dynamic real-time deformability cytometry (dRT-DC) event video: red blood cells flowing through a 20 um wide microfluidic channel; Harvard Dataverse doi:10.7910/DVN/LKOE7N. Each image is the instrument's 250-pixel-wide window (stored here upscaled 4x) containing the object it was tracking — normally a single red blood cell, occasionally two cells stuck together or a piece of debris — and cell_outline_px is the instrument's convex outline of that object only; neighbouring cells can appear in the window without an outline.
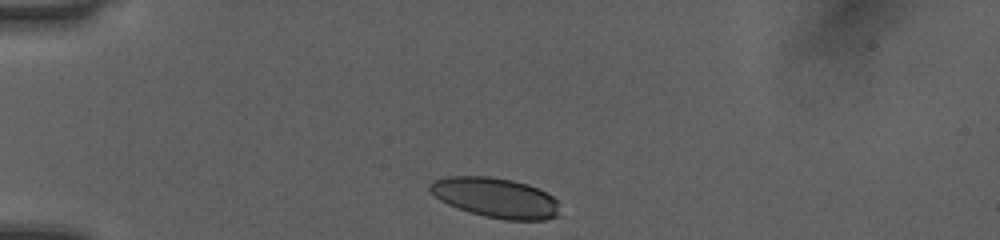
{"species": "human", "species_latin": "Homo sapiens", "temperature_condition": "room temperature", "stored_images_in_passage": 32, "camera_frame_rate_fps": 3000, "um_per_image_px": 0.085, "donor": {"sex": "female"}, "frame": {"image": 1, "passage_image": 1, "time_ms": 0.0, "image_size_px": [1000, 240], "cell_outline_px": [[560, 216], [544, 220], [504, 220], [484, 216], [448, 204], [440, 200], [428, 188], [428, 184], [432, 180], [444, 176], [488, 176], [512, 180], [528, 184], [552, 196], [556, 200]], "centroid_in_image_um": [42.11, 16.8], "position_along_channel_um": 42.9, "area_um2": 30.17}}
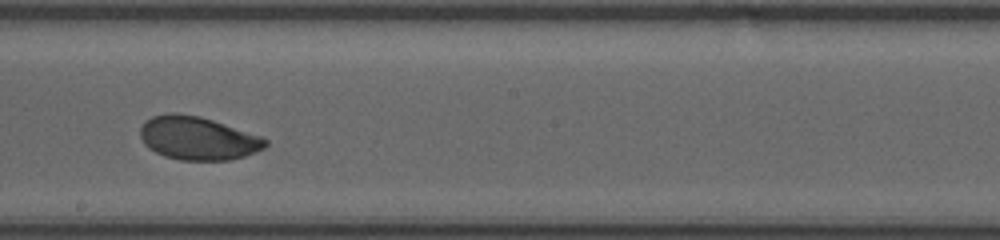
{"frame": {"image": 2, "passage_image": 18, "time_ms": 5.667, "image_size_px": [1000, 240], "cell_outline_px": [[268, 144], [264, 148], [256, 152], [232, 160], [180, 160], [164, 156], [148, 148], [144, 144], [140, 136], [140, 128], [152, 116], [168, 112], [176, 112], [200, 116], [264, 136], [268, 140]], "centroid_in_image_um": [16.84, 11.74], "position_along_channel_um": 231.4, "area_um2": 31.91}}
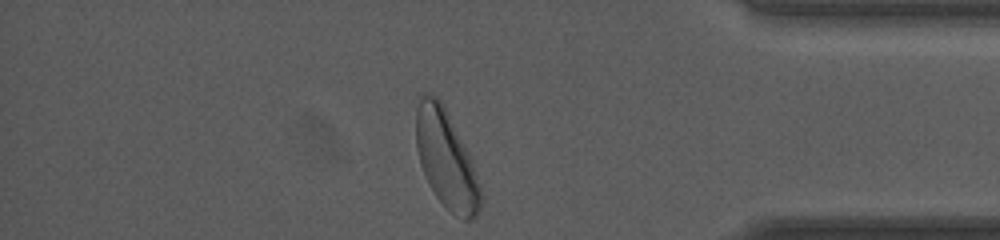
{"frame": {"image": 3, "passage_image": 32, "time_ms": 10.333, "image_size_px": [1000, 240], "cell_outline_px": [[480, 208], [476, 216], [472, 220], [464, 220], [456, 216], [436, 196], [428, 184], [420, 164], [416, 148], [416, 108], [420, 92], [428, 92], [436, 96], [440, 100], [472, 156], [480, 188]], "centroid_in_image_um": [37.91, 13.5], "position_along_channel_um": 397.3, "area_um2": 37.05}, "authors_computed_cell_mechanics": {"area_um2": 31.6166, "velocity_mm_per_s": 4.0456, "shape_relaxation_time_tau1_ms": 4.4184, "shape_relaxation_time_tau2_ms": 7.4032, "deformation_change_tau1": 0.1474, "deformation_change_tau2": 0.1158}}